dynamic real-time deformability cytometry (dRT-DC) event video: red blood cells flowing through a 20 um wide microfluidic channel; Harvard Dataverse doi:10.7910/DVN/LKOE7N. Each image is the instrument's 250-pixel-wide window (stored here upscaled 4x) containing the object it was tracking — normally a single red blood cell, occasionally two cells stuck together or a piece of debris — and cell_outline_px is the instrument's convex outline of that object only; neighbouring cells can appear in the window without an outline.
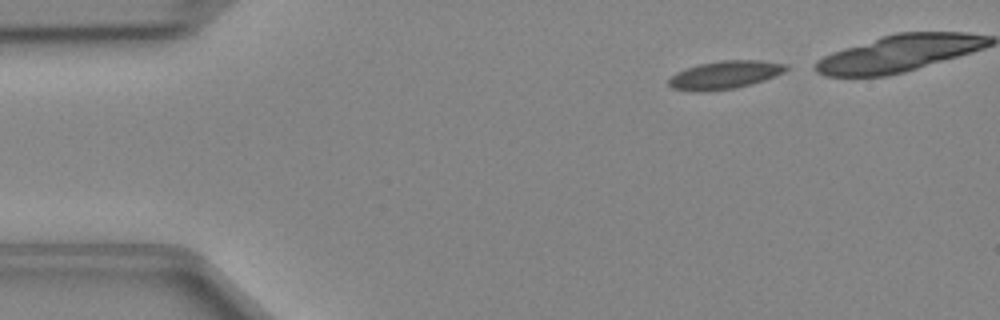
{"species": "Egyptian fruit bat (a non-hibernating species)", "species_latin": "Rousettus aegyptiacus", "temperature_condition": "cold", "stored_images_in_passage": 35, "camera_frame_rate_fps": 3000, "um_per_image_px": 0.085, "animal": {"sex": "female"}, "frame": {"image": 1, "passage_image": 3, "time_ms": 0.667, "image_size_px": [1000, 320], "cell_outline_px": [[788, 68], [784, 72], [764, 80], [752, 84], [736, 88], [704, 92], [696, 92], [672, 88], [668, 84], [668, 80], [676, 72], [700, 64], [720, 60], [760, 60], [788, 64]], "centroid_in_image_um": [61.62, 6.37], "position_along_channel_um": 23.4, "area_um2": 19.25}}
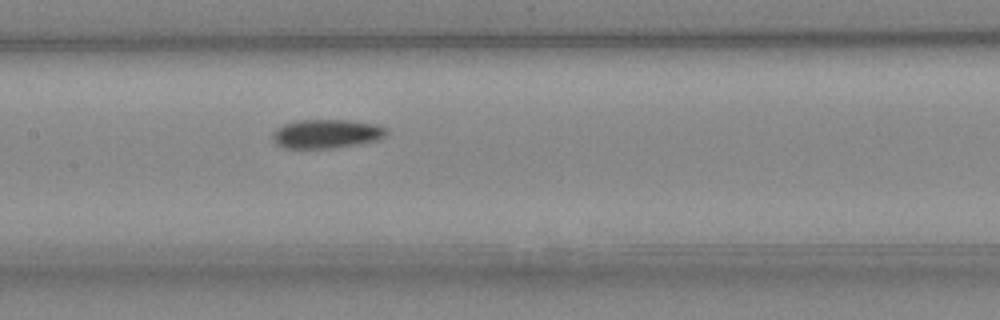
{"frame": {"image": 2, "passage_image": 19, "time_ms": 6.0, "image_size_px": [1000, 320], "cell_outline_px": [[388, 132], [384, 136], [376, 140], [356, 144], [332, 148], [284, 148], [276, 144], [272, 140], [272, 136], [276, 128], [284, 124], [296, 120], [348, 120], [376, 124], [384, 128]], "centroid_in_image_um": [27.7, 11.37], "position_along_channel_um": 179.7, "area_um2": 19.07}}
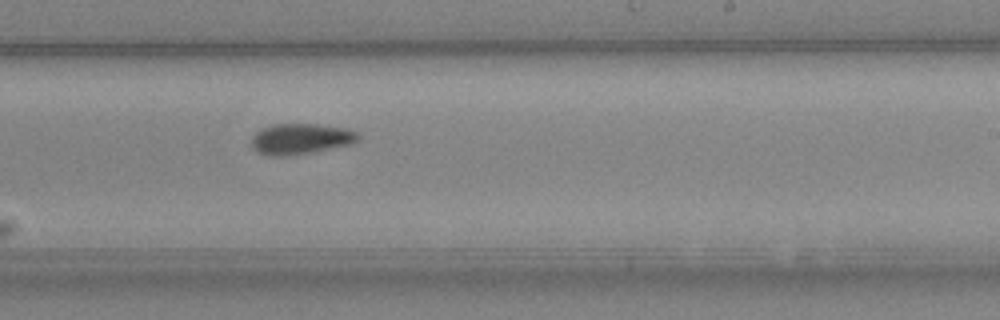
{"frame": {"image": 3, "passage_image": 25, "time_ms": 8.0, "image_size_px": [1000, 320], "cell_outline_px": [[360, 140], [352, 144], [312, 152], [284, 156], [272, 156], [256, 152], [252, 148], [252, 136], [260, 128], [272, 124], [316, 124], [344, 128], [356, 132], [360, 136]], "centroid_in_image_um": [25.54, 11.8], "position_along_channel_um": 263.5, "area_um2": 19.19}}